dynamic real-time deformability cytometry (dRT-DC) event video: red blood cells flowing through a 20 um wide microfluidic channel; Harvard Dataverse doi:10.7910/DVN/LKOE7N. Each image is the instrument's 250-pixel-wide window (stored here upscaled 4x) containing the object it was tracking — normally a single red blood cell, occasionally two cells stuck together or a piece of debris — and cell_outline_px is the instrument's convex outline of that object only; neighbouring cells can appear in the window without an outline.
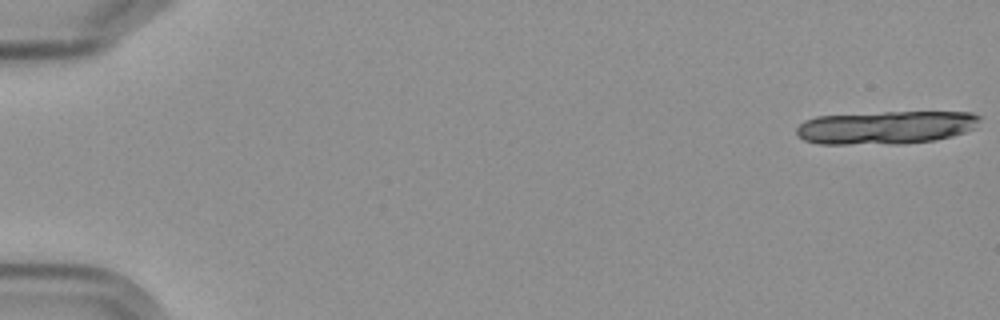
{"species": "Egyptian fruit bat (a non-hibernating species)", "species_latin": "Rousettus aegyptiacus", "temperature_condition": "cold", "stored_images_in_passage": 5, "camera_frame_rate_fps": 3000, "um_per_image_px": 0.085, "frame": {"image": 1, "passage_image": 1, "time_ms": 0.0, "image_size_px": [1000, 320], "cell_outline_px": [[980, 120], [972, 128], [964, 132], [952, 136], [936, 140], [904, 144], [820, 144], [804, 140], [796, 132], [796, 128], [804, 120], [816, 116], [884, 112], [972, 112], [980, 116]], "centroid_in_image_um": [75.28, 10.84], "position_along_channel_um": 9.7, "area_um2": 35.55}}